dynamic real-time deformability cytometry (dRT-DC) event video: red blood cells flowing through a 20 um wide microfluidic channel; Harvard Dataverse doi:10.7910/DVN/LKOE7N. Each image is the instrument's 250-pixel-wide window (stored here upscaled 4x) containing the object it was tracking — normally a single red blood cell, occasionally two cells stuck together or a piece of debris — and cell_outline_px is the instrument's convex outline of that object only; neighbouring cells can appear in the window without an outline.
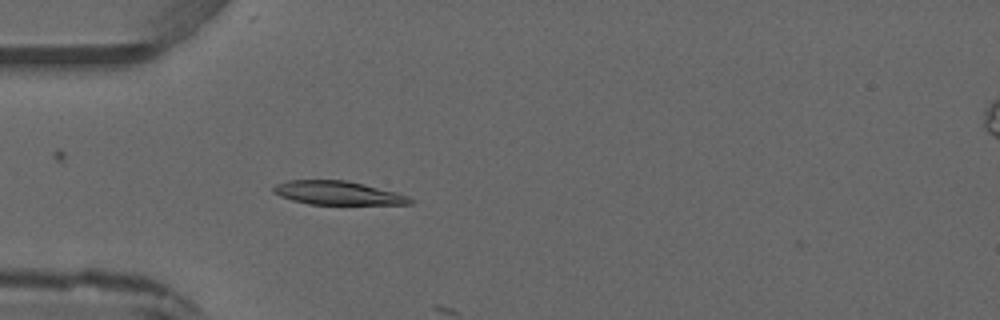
{"species": "common noctule bat (a hibernating species)", "species_latin": "Nyctalus noctula", "temperature_condition": "warm", "stored_images_in_passage": 5, "camera_frame_rate_fps": 3000, "um_per_image_px": 0.085, "animal": {"sex": "male", "forearm_length_mm": 52.5}, "frame": {"image": 1, "passage_image": 4, "time_ms": 3.667, "image_size_px": [1000, 320], "cell_outline_px": [[416, 200], [412, 204], [308, 204], [292, 200], [280, 196], [272, 192], [272, 188], [276, 184], [288, 180], [344, 180], [364, 184], [396, 192], [408, 196]], "centroid_in_image_um": [28.71, 16.4], "position_along_channel_um": 56.3, "area_um2": 18.84}}